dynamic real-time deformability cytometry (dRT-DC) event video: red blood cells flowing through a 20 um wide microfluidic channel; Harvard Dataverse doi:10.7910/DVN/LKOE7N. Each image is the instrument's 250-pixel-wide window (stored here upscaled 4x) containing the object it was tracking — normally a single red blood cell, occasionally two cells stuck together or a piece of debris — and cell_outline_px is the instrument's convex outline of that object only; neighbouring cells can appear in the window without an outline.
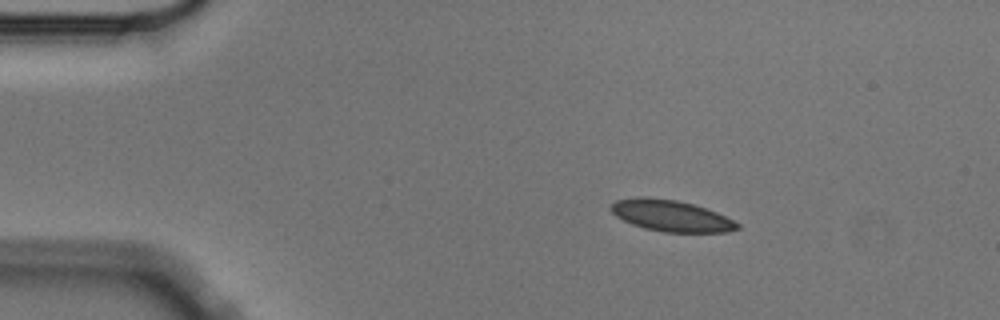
{"species": "Egyptian fruit bat (a non-hibernating species)", "species_latin": "Rousettus aegyptiacus", "temperature_condition": "cold", "stored_images_in_passage": 3, "camera_frame_rate_fps": 3000, "um_per_image_px": 0.085, "animal": {"sex": "male"}, "frame": {"image": 1, "passage_image": 1, "time_ms": 0.0, "image_size_px": [1000, 320], "cell_outline_px": [[740, 228], [728, 232], [664, 232], [644, 228], [632, 224], [616, 216], [608, 208], [616, 200], [644, 196], [676, 200], [692, 204], [716, 212], [740, 224]], "centroid_in_image_um": [57.02, 18.34], "position_along_channel_um": 28.0, "area_um2": 22.89}}